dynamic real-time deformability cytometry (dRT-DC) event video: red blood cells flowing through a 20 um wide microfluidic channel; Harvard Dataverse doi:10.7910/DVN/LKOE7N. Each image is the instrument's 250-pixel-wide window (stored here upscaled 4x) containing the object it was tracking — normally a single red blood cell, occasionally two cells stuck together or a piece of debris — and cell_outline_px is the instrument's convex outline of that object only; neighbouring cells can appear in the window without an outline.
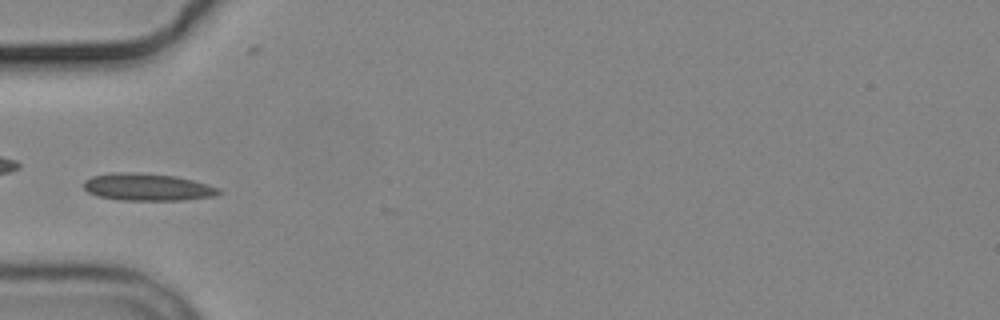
{"species": "common noctule bat (a hibernating species)", "species_latin": "Nyctalus noctula", "temperature_condition": "cold", "stored_images_in_passage": 4, "camera_frame_rate_fps": 3000, "um_per_image_px": 0.085, "animal": {"sex": "male", "body_mass_g": 19.2, "forearm_length_mm": 51.8}, "frame": {"image": 1, "passage_image": 4, "time_ms": 4.0, "image_size_px": [1000, 320], "cell_outline_px": [[224, 192], [216, 196], [184, 200], [120, 200], [100, 196], [88, 192], [84, 188], [84, 180], [92, 176], [112, 172], [120, 172], [176, 176], [192, 180], [220, 188]], "centroid_in_image_um": [12.56, 15.91], "position_along_channel_um": 72.4, "area_um2": 21.33}}